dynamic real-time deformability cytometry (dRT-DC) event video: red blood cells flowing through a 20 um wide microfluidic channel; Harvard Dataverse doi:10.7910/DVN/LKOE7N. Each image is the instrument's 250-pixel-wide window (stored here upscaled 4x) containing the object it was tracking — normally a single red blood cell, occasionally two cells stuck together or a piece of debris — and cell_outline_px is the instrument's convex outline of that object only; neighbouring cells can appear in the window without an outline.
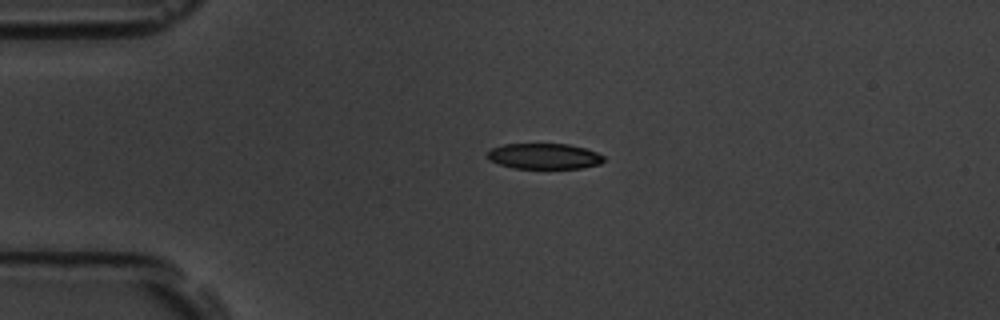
{"species": "common noctule bat (a hibernating species)", "species_latin": "Nyctalus noctula", "temperature_condition": "room temperature", "stored_images_in_passage": 2, "camera_frame_rate_fps": 3000, "um_per_image_px": 0.085, "animal": {"sex": "male", "body_mass_g": 19.5, "forearm_length_mm": 54.6}, "frame": {"image": 1, "passage_image": 1, "time_ms": 0.0, "image_size_px": [1000, 320], "cell_outline_px": [[604, 160], [600, 164], [580, 168], [512, 168], [488, 160], [488, 152], [492, 148], [504, 144], [568, 144], [584, 148], [596, 152], [604, 156]], "centroid_in_image_um": [46.25, 13.28], "position_along_channel_um": 38.7, "area_um2": 17.28}}